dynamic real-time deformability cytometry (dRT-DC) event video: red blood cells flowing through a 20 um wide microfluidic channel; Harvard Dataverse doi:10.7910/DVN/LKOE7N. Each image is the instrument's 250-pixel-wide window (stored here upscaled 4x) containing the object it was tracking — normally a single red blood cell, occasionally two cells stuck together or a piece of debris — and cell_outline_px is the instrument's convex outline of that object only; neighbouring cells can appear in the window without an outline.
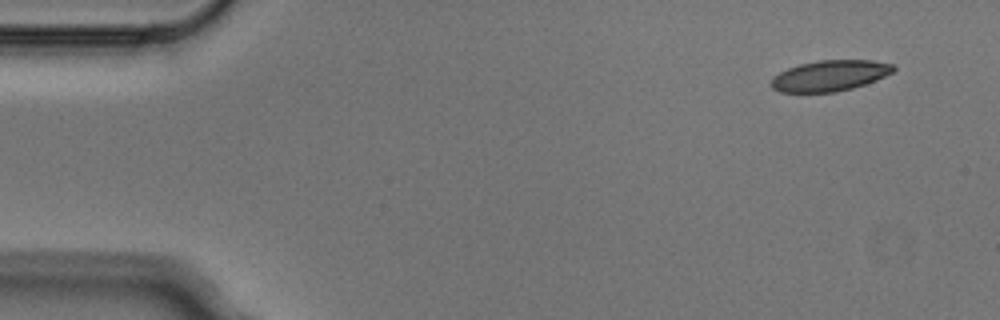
{"species": "Egyptian fruit bat (a non-hibernating species)", "species_latin": "Rousettus aegyptiacus", "temperature_condition": "cold", "stored_images_in_passage": 3, "camera_frame_rate_fps": 3000, "um_per_image_px": 0.085, "animal": {"sex": "male"}, "frame": {"image": 1, "passage_image": 1, "time_ms": 0.0, "image_size_px": [1000, 320], "cell_outline_px": [[896, 68], [892, 72], [876, 80], [852, 88], [836, 92], [780, 92], [772, 88], [768, 84], [780, 72], [788, 68], [800, 64], [820, 60], [872, 60], [892, 64]], "centroid_in_image_um": [70.53, 6.43], "position_along_channel_um": 14.5, "area_um2": 21.79}}